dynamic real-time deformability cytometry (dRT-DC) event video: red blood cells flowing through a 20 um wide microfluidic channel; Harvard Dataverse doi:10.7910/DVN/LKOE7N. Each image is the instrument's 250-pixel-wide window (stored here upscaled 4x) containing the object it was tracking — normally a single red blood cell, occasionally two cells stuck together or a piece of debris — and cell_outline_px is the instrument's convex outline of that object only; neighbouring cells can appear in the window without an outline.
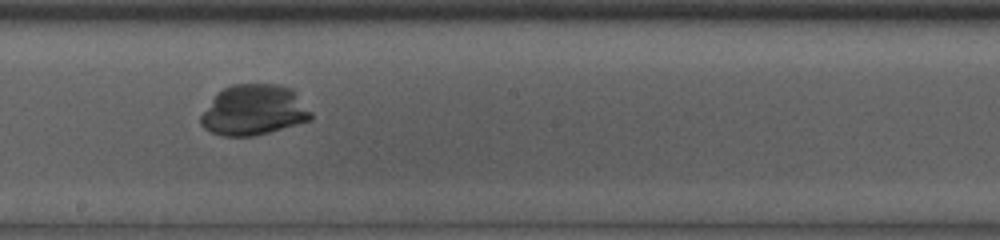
{"species": "common noctule bat (a hibernating species)", "species_latin": "Nyctalus noctula", "temperature_condition": "room temperature", "stored_images_in_passage": 34, "camera_frame_rate_fps": 3000, "um_per_image_px": 0.085, "animal": {"sex": "male", "body_mass_g": 13.0, "forearm_length_mm": 53.1}, "frame": {"image": 1, "passage_image": 17, "time_ms": 5.333, "image_size_px": [1000, 240], "cell_outline_px": [[312, 120], [268, 132], [252, 136], [224, 136], [212, 132], [204, 128], [200, 124], [200, 116], [212, 100], [224, 88], [232, 84], [280, 84], [292, 88], [296, 92], [312, 112]], "centroid_in_image_um": [21.61, 9.35], "position_along_channel_um": 226.6, "area_um2": 32.37}}
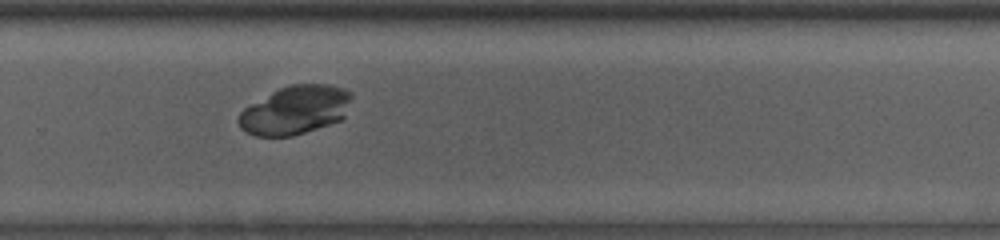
{"frame": {"image": 2, "passage_image": 23, "time_ms": 7.333, "image_size_px": [1000, 240], "cell_outline_px": [[352, 96], [344, 116], [340, 120], [292, 136], [256, 136], [244, 132], [240, 128], [236, 120], [240, 112], [244, 108], [272, 92], [280, 88], [292, 84], [328, 84], [344, 88], [352, 92]], "centroid_in_image_um": [25.06, 9.35], "position_along_channel_um": 304.7, "area_um2": 31.85}}